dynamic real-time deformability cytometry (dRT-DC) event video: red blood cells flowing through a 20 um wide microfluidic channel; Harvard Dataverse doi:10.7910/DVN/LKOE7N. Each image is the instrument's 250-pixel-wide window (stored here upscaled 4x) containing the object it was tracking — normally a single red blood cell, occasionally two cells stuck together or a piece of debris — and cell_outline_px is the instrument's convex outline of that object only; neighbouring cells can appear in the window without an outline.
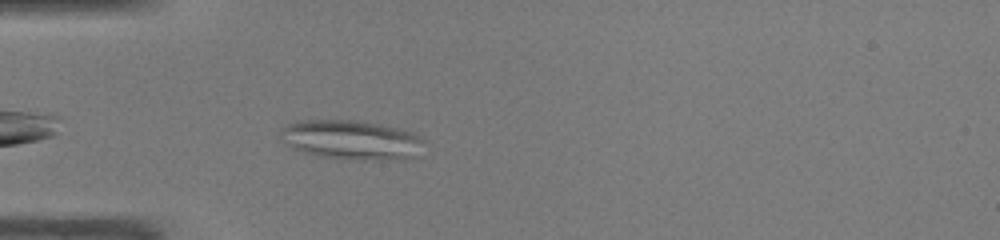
{"species": "common noctule bat (a hibernating species)", "species_latin": "Nyctalus noctula", "temperature_condition": "warm", "stored_images_in_passage": 27, "camera_frame_rate_fps": 3000, "um_per_image_px": 0.085, "animal": {"sex": "male", "body_mass_g": 19.0, "forearm_length_mm": 50.8}, "frame": {"image": 1, "passage_image": 3, "time_ms": 0.667, "image_size_px": [1000, 240], "cell_outline_px": [[428, 140], [420, 156], [364, 160], [320, 156], [304, 152], [292, 148], [276, 136], [288, 124], [296, 120], [360, 120], [400, 128], [412, 132]], "centroid_in_image_um": [29.9, 11.87], "position_along_channel_um": 55.1, "area_um2": 33.29}}
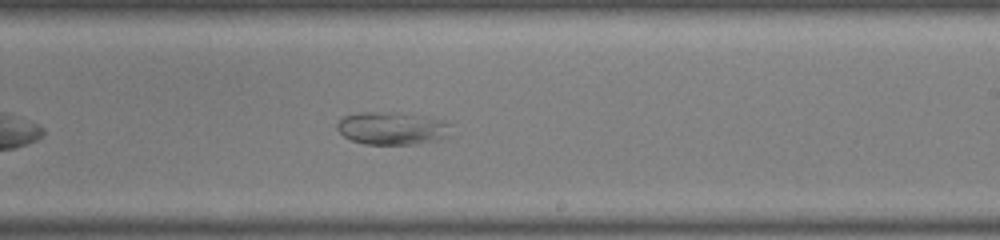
{"frame": {"image": 2, "passage_image": 18, "time_ms": 5.667, "image_size_px": [1000, 240], "cell_outline_px": [[452, 124], [448, 136], [440, 140], [416, 144], [364, 144], [352, 140], [344, 136], [336, 128], [336, 124], [340, 116], [356, 112], [400, 112], [424, 116], [444, 120]], "centroid_in_image_um": [33.32, 10.89], "position_along_channel_um": 255.7, "area_um2": 22.25}}
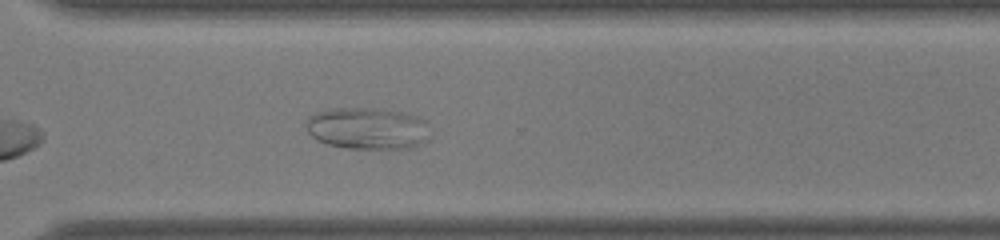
{"frame": {"image": 3, "passage_image": 24, "time_ms": 7.667, "image_size_px": [1000, 240], "cell_outline_px": [[428, 136], [424, 140], [408, 148], [344, 148], [328, 144], [316, 140], [308, 132], [304, 124], [316, 112], [328, 108], [372, 108], [400, 112], [416, 116], [424, 120], [428, 124]], "centroid_in_image_um": [31.18, 10.9], "position_along_channel_um": 339.4, "area_um2": 29.94}}